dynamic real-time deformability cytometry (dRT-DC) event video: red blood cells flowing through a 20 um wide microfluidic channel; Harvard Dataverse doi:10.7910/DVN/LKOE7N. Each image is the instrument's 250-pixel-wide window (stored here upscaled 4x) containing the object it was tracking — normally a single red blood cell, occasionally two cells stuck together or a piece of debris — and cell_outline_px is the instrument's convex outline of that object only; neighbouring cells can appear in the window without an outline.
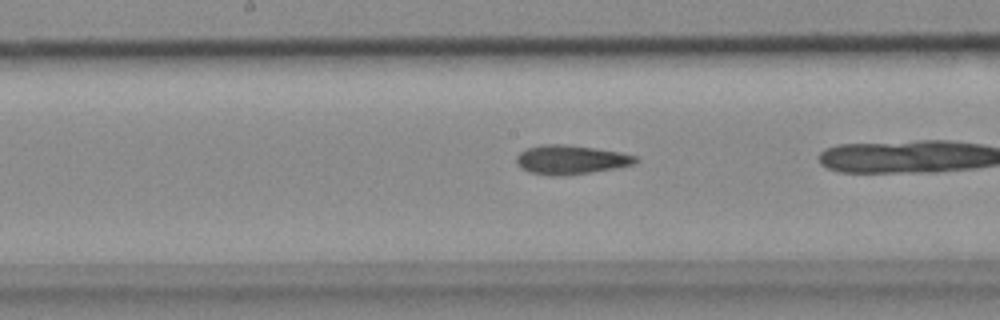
{"species": "common noctule bat (a hibernating species)", "species_latin": "Nyctalus noctula", "temperature_condition": "cold", "stored_images_in_passage": 27, "camera_frame_rate_fps": 3000, "um_per_image_px": 0.085, "animal": {"sex": "female", "body_mass_g": 18.4}, "frame": {"image": 1, "passage_image": 21, "time_ms": 6.667, "image_size_px": [1000, 320], "cell_outline_px": [[640, 160], [636, 164], [616, 168], [568, 176], [552, 176], [528, 172], [520, 168], [516, 164], [516, 156], [520, 152], [528, 148], [544, 144], [564, 144], [620, 152], [636, 156]], "centroid_in_image_um": [48.51, 13.59], "position_along_channel_um": 199.7, "area_um2": 20.4}}
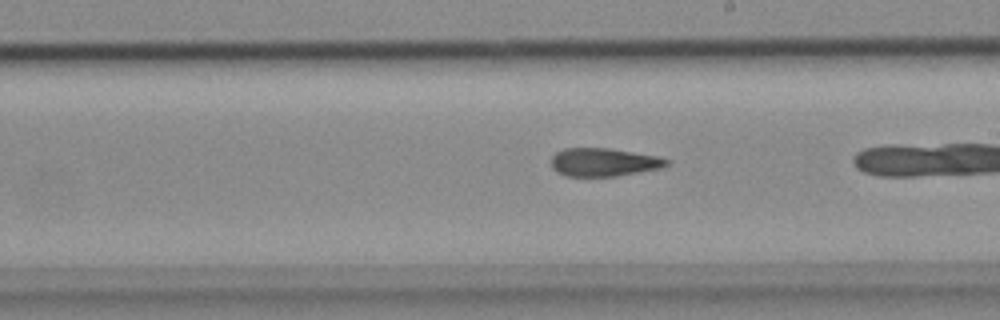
{"frame": {"image": 2, "passage_image": 24, "time_ms": 7.667, "image_size_px": [1000, 320], "cell_outline_px": [[672, 160], [668, 164], [660, 168], [616, 176], [564, 176], [556, 172], [552, 168], [552, 156], [556, 152], [564, 148], [608, 148], [656, 156]], "centroid_in_image_um": [51.29, 13.79], "position_along_channel_um": 237.7, "area_um2": 18.9}}